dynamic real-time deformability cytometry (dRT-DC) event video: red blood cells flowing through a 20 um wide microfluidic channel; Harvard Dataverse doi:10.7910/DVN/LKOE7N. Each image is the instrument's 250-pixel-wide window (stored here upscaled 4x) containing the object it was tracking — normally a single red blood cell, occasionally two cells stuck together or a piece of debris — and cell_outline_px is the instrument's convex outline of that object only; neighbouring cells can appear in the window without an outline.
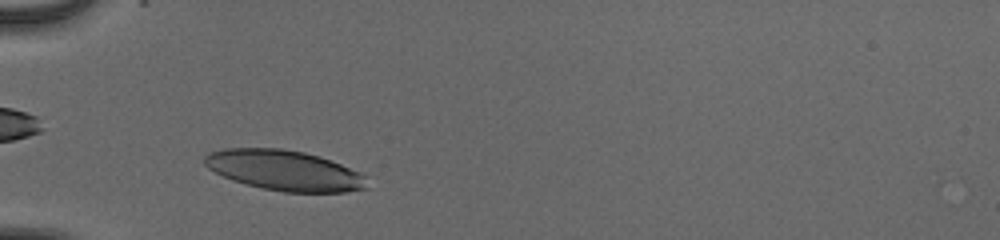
{"species": "human", "species_latin": "Homo sapiens", "temperature_condition": "cold", "stored_images_in_passage": 36, "camera_frame_rate_fps": 3000, "um_per_image_px": 0.085, "donor": {"sex": "male"}, "frame": {"image": 1, "passage_image": 4, "time_ms": 1.0, "image_size_px": [1000, 240], "cell_outline_px": [[368, 188], [344, 192], [284, 192], [244, 184], [232, 180], [208, 168], [204, 164], [204, 156], [208, 152], [224, 148], [280, 148], [304, 152], [320, 156], [340, 164], [364, 176]], "centroid_in_image_um": [24.12, 14.47], "position_along_channel_um": 60.9, "area_um2": 37.92}}
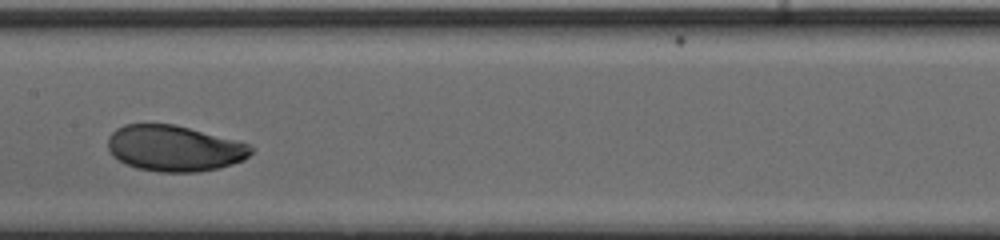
{"frame": {"image": 2, "passage_image": 15, "time_ms": 4.667, "image_size_px": [1000, 240], "cell_outline_px": [[256, 148], [244, 160], [220, 168], [196, 172], [160, 172], [136, 168], [112, 156], [108, 148], [108, 136], [116, 128], [124, 124], [176, 124], [236, 140], [248, 144]], "centroid_in_image_um": [14.83, 12.6], "position_along_channel_um": 192.6, "area_um2": 38.49}}
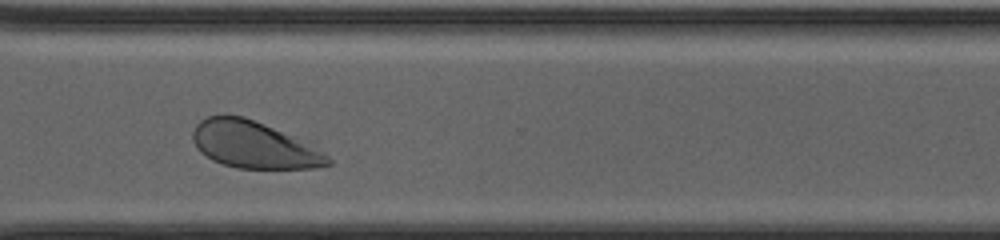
{"frame": {"image": 3, "passage_image": 27, "time_ms": 8.667, "image_size_px": [1000, 240], "cell_outline_px": [[332, 164], [316, 168], [236, 168], [212, 160], [200, 152], [196, 148], [192, 140], [192, 132], [196, 124], [200, 120], [208, 116], [244, 116], [264, 124], [328, 156], [332, 160]], "centroid_in_image_um": [21.46, 12.33], "position_along_channel_um": 349.1, "area_um2": 35.89}, "authors_computed_cell_mechanics": {"area_um2": 38.3792, "velocity_mm_per_s": 3.897, "shape_relaxation_time_tau1_ms": 3.7053, "shape_relaxation_time_tau2_ms": null, "deformation_change_tau1": 0.1575, "deformation_change_tau2": null}}